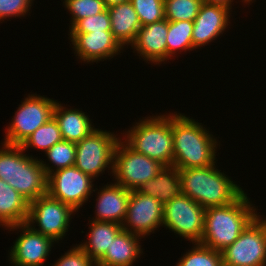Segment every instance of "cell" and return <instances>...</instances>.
<instances>
[{"label": "cell", "instance_id": "cell-27", "mask_svg": "<svg viewBox=\"0 0 266 266\" xmlns=\"http://www.w3.org/2000/svg\"><path fill=\"white\" fill-rule=\"evenodd\" d=\"M62 136L59 125L54 117L38 127L20 146L27 151L29 147L46 152L54 144L61 142Z\"/></svg>", "mask_w": 266, "mask_h": 266}, {"label": "cell", "instance_id": "cell-2", "mask_svg": "<svg viewBox=\"0 0 266 266\" xmlns=\"http://www.w3.org/2000/svg\"><path fill=\"white\" fill-rule=\"evenodd\" d=\"M246 192L225 206L208 207L200 244L217 251L231 245L258 215Z\"/></svg>", "mask_w": 266, "mask_h": 266}, {"label": "cell", "instance_id": "cell-26", "mask_svg": "<svg viewBox=\"0 0 266 266\" xmlns=\"http://www.w3.org/2000/svg\"><path fill=\"white\" fill-rule=\"evenodd\" d=\"M44 154H46V157L48 158L47 160L49 161L50 165L52 164L50 166L49 163H46L45 161L40 159L41 166L48 176L50 173L56 170L74 166L76 144L62 140L61 142L54 144Z\"/></svg>", "mask_w": 266, "mask_h": 266}, {"label": "cell", "instance_id": "cell-34", "mask_svg": "<svg viewBox=\"0 0 266 266\" xmlns=\"http://www.w3.org/2000/svg\"><path fill=\"white\" fill-rule=\"evenodd\" d=\"M52 266H96V263L76 244L61 255Z\"/></svg>", "mask_w": 266, "mask_h": 266}, {"label": "cell", "instance_id": "cell-6", "mask_svg": "<svg viewBox=\"0 0 266 266\" xmlns=\"http://www.w3.org/2000/svg\"><path fill=\"white\" fill-rule=\"evenodd\" d=\"M120 139L117 134L96 128L76 143L74 165L94 180L107 168L113 174L114 150Z\"/></svg>", "mask_w": 266, "mask_h": 266}, {"label": "cell", "instance_id": "cell-9", "mask_svg": "<svg viewBox=\"0 0 266 266\" xmlns=\"http://www.w3.org/2000/svg\"><path fill=\"white\" fill-rule=\"evenodd\" d=\"M19 105L11 124L6 127L4 144L20 146L38 127L53 117L56 100L29 94Z\"/></svg>", "mask_w": 266, "mask_h": 266}, {"label": "cell", "instance_id": "cell-4", "mask_svg": "<svg viewBox=\"0 0 266 266\" xmlns=\"http://www.w3.org/2000/svg\"><path fill=\"white\" fill-rule=\"evenodd\" d=\"M0 179L29 202L47 194V174L40 158L25 154L21 146L2 143Z\"/></svg>", "mask_w": 266, "mask_h": 266}, {"label": "cell", "instance_id": "cell-3", "mask_svg": "<svg viewBox=\"0 0 266 266\" xmlns=\"http://www.w3.org/2000/svg\"><path fill=\"white\" fill-rule=\"evenodd\" d=\"M215 165L178 170L181 193L204 208L231 204L244 192Z\"/></svg>", "mask_w": 266, "mask_h": 266}, {"label": "cell", "instance_id": "cell-31", "mask_svg": "<svg viewBox=\"0 0 266 266\" xmlns=\"http://www.w3.org/2000/svg\"><path fill=\"white\" fill-rule=\"evenodd\" d=\"M141 26L165 19L164 0H130Z\"/></svg>", "mask_w": 266, "mask_h": 266}, {"label": "cell", "instance_id": "cell-24", "mask_svg": "<svg viewBox=\"0 0 266 266\" xmlns=\"http://www.w3.org/2000/svg\"><path fill=\"white\" fill-rule=\"evenodd\" d=\"M146 194L159 200L164 205L181 193L179 171L175 166H164L150 181L138 188Z\"/></svg>", "mask_w": 266, "mask_h": 266}, {"label": "cell", "instance_id": "cell-15", "mask_svg": "<svg viewBox=\"0 0 266 266\" xmlns=\"http://www.w3.org/2000/svg\"><path fill=\"white\" fill-rule=\"evenodd\" d=\"M75 56L84 63H93L112 59L121 53L123 47L111 31L90 33H69Z\"/></svg>", "mask_w": 266, "mask_h": 266}, {"label": "cell", "instance_id": "cell-8", "mask_svg": "<svg viewBox=\"0 0 266 266\" xmlns=\"http://www.w3.org/2000/svg\"><path fill=\"white\" fill-rule=\"evenodd\" d=\"M221 253L223 266H266V217L258 214Z\"/></svg>", "mask_w": 266, "mask_h": 266}, {"label": "cell", "instance_id": "cell-33", "mask_svg": "<svg viewBox=\"0 0 266 266\" xmlns=\"http://www.w3.org/2000/svg\"><path fill=\"white\" fill-rule=\"evenodd\" d=\"M33 2V0H0V22L9 17H25L28 13L30 15Z\"/></svg>", "mask_w": 266, "mask_h": 266}, {"label": "cell", "instance_id": "cell-35", "mask_svg": "<svg viewBox=\"0 0 266 266\" xmlns=\"http://www.w3.org/2000/svg\"><path fill=\"white\" fill-rule=\"evenodd\" d=\"M234 0H202V3L206 4H214V5H222L229 9H232V2Z\"/></svg>", "mask_w": 266, "mask_h": 266}, {"label": "cell", "instance_id": "cell-16", "mask_svg": "<svg viewBox=\"0 0 266 266\" xmlns=\"http://www.w3.org/2000/svg\"><path fill=\"white\" fill-rule=\"evenodd\" d=\"M232 10L214 4L202 3L193 21L192 43L195 49L203 47L206 44L218 39L221 34L231 24L230 20Z\"/></svg>", "mask_w": 266, "mask_h": 266}, {"label": "cell", "instance_id": "cell-12", "mask_svg": "<svg viewBox=\"0 0 266 266\" xmlns=\"http://www.w3.org/2000/svg\"><path fill=\"white\" fill-rule=\"evenodd\" d=\"M95 180L75 165L56 170L47 176V194L72 207L76 212L88 201Z\"/></svg>", "mask_w": 266, "mask_h": 266}, {"label": "cell", "instance_id": "cell-13", "mask_svg": "<svg viewBox=\"0 0 266 266\" xmlns=\"http://www.w3.org/2000/svg\"><path fill=\"white\" fill-rule=\"evenodd\" d=\"M160 226H163V205L159 200L138 190L131 191L122 229L144 238Z\"/></svg>", "mask_w": 266, "mask_h": 266}, {"label": "cell", "instance_id": "cell-18", "mask_svg": "<svg viewBox=\"0 0 266 266\" xmlns=\"http://www.w3.org/2000/svg\"><path fill=\"white\" fill-rule=\"evenodd\" d=\"M94 221L123 224L127 213L131 190L113 182L104 185L97 192Z\"/></svg>", "mask_w": 266, "mask_h": 266}, {"label": "cell", "instance_id": "cell-19", "mask_svg": "<svg viewBox=\"0 0 266 266\" xmlns=\"http://www.w3.org/2000/svg\"><path fill=\"white\" fill-rule=\"evenodd\" d=\"M141 236L122 230L96 266H133L143 253ZM140 239V240H139Z\"/></svg>", "mask_w": 266, "mask_h": 266}, {"label": "cell", "instance_id": "cell-22", "mask_svg": "<svg viewBox=\"0 0 266 266\" xmlns=\"http://www.w3.org/2000/svg\"><path fill=\"white\" fill-rule=\"evenodd\" d=\"M88 240L78 244L83 251L97 263L112 244L113 239L123 230L122 225L115 222L89 220Z\"/></svg>", "mask_w": 266, "mask_h": 266}, {"label": "cell", "instance_id": "cell-32", "mask_svg": "<svg viewBox=\"0 0 266 266\" xmlns=\"http://www.w3.org/2000/svg\"><path fill=\"white\" fill-rule=\"evenodd\" d=\"M101 31H111L110 15L108 9L102 13L88 16L79 20L69 30V33H90Z\"/></svg>", "mask_w": 266, "mask_h": 266}, {"label": "cell", "instance_id": "cell-23", "mask_svg": "<svg viewBox=\"0 0 266 266\" xmlns=\"http://www.w3.org/2000/svg\"><path fill=\"white\" fill-rule=\"evenodd\" d=\"M29 201L0 179V226L26 223Z\"/></svg>", "mask_w": 266, "mask_h": 266}, {"label": "cell", "instance_id": "cell-10", "mask_svg": "<svg viewBox=\"0 0 266 266\" xmlns=\"http://www.w3.org/2000/svg\"><path fill=\"white\" fill-rule=\"evenodd\" d=\"M206 208L183 193L163 205V226L192 244L200 243Z\"/></svg>", "mask_w": 266, "mask_h": 266}, {"label": "cell", "instance_id": "cell-29", "mask_svg": "<svg viewBox=\"0 0 266 266\" xmlns=\"http://www.w3.org/2000/svg\"><path fill=\"white\" fill-rule=\"evenodd\" d=\"M202 0H164L165 19L168 21H194Z\"/></svg>", "mask_w": 266, "mask_h": 266}, {"label": "cell", "instance_id": "cell-25", "mask_svg": "<svg viewBox=\"0 0 266 266\" xmlns=\"http://www.w3.org/2000/svg\"><path fill=\"white\" fill-rule=\"evenodd\" d=\"M193 21H168L167 60L175 54L195 50L192 43Z\"/></svg>", "mask_w": 266, "mask_h": 266}, {"label": "cell", "instance_id": "cell-30", "mask_svg": "<svg viewBox=\"0 0 266 266\" xmlns=\"http://www.w3.org/2000/svg\"><path fill=\"white\" fill-rule=\"evenodd\" d=\"M63 5L72 15L69 30L79 20L102 13L107 9L103 0H64Z\"/></svg>", "mask_w": 266, "mask_h": 266}, {"label": "cell", "instance_id": "cell-14", "mask_svg": "<svg viewBox=\"0 0 266 266\" xmlns=\"http://www.w3.org/2000/svg\"><path fill=\"white\" fill-rule=\"evenodd\" d=\"M19 230L20 236L11 246L8 260L12 266H43L50 255L51 247L56 243L51 238L32 229L28 224L12 225L5 230Z\"/></svg>", "mask_w": 266, "mask_h": 266}, {"label": "cell", "instance_id": "cell-37", "mask_svg": "<svg viewBox=\"0 0 266 266\" xmlns=\"http://www.w3.org/2000/svg\"><path fill=\"white\" fill-rule=\"evenodd\" d=\"M255 1V0H242L241 2H243V3H245V4H249V5H251V3H253V2Z\"/></svg>", "mask_w": 266, "mask_h": 266}, {"label": "cell", "instance_id": "cell-7", "mask_svg": "<svg viewBox=\"0 0 266 266\" xmlns=\"http://www.w3.org/2000/svg\"><path fill=\"white\" fill-rule=\"evenodd\" d=\"M163 167L164 165L157 160L135 152L121 139L117 142L114 150L113 181L127 190H138Z\"/></svg>", "mask_w": 266, "mask_h": 266}, {"label": "cell", "instance_id": "cell-20", "mask_svg": "<svg viewBox=\"0 0 266 266\" xmlns=\"http://www.w3.org/2000/svg\"><path fill=\"white\" fill-rule=\"evenodd\" d=\"M61 103H56L53 117L59 125L62 139L72 143H78L95 130L91 119L79 109L67 108Z\"/></svg>", "mask_w": 266, "mask_h": 266}, {"label": "cell", "instance_id": "cell-28", "mask_svg": "<svg viewBox=\"0 0 266 266\" xmlns=\"http://www.w3.org/2000/svg\"><path fill=\"white\" fill-rule=\"evenodd\" d=\"M188 252L183 254L176 266H223L222 253L200 243H194Z\"/></svg>", "mask_w": 266, "mask_h": 266}, {"label": "cell", "instance_id": "cell-36", "mask_svg": "<svg viewBox=\"0 0 266 266\" xmlns=\"http://www.w3.org/2000/svg\"><path fill=\"white\" fill-rule=\"evenodd\" d=\"M105 3V6L108 8L112 5L120 4V3H125L130 0H103Z\"/></svg>", "mask_w": 266, "mask_h": 266}, {"label": "cell", "instance_id": "cell-1", "mask_svg": "<svg viewBox=\"0 0 266 266\" xmlns=\"http://www.w3.org/2000/svg\"><path fill=\"white\" fill-rule=\"evenodd\" d=\"M173 166L179 169L216 164L218 140L202 123L181 113H172Z\"/></svg>", "mask_w": 266, "mask_h": 266}, {"label": "cell", "instance_id": "cell-21", "mask_svg": "<svg viewBox=\"0 0 266 266\" xmlns=\"http://www.w3.org/2000/svg\"><path fill=\"white\" fill-rule=\"evenodd\" d=\"M110 15L111 32L120 45L127 48L133 43L141 23L130 1L107 8Z\"/></svg>", "mask_w": 266, "mask_h": 266}, {"label": "cell", "instance_id": "cell-17", "mask_svg": "<svg viewBox=\"0 0 266 266\" xmlns=\"http://www.w3.org/2000/svg\"><path fill=\"white\" fill-rule=\"evenodd\" d=\"M167 34V19L142 26L130 45L131 49L133 48L139 58L141 56L148 64L151 62L161 65L162 62L167 61Z\"/></svg>", "mask_w": 266, "mask_h": 266}, {"label": "cell", "instance_id": "cell-5", "mask_svg": "<svg viewBox=\"0 0 266 266\" xmlns=\"http://www.w3.org/2000/svg\"><path fill=\"white\" fill-rule=\"evenodd\" d=\"M124 133L123 141L135 152L173 166L172 112L144 117Z\"/></svg>", "mask_w": 266, "mask_h": 266}, {"label": "cell", "instance_id": "cell-11", "mask_svg": "<svg viewBox=\"0 0 266 266\" xmlns=\"http://www.w3.org/2000/svg\"><path fill=\"white\" fill-rule=\"evenodd\" d=\"M74 212L69 205L46 194L29 202L26 224L58 243L67 235Z\"/></svg>", "mask_w": 266, "mask_h": 266}]
</instances>
